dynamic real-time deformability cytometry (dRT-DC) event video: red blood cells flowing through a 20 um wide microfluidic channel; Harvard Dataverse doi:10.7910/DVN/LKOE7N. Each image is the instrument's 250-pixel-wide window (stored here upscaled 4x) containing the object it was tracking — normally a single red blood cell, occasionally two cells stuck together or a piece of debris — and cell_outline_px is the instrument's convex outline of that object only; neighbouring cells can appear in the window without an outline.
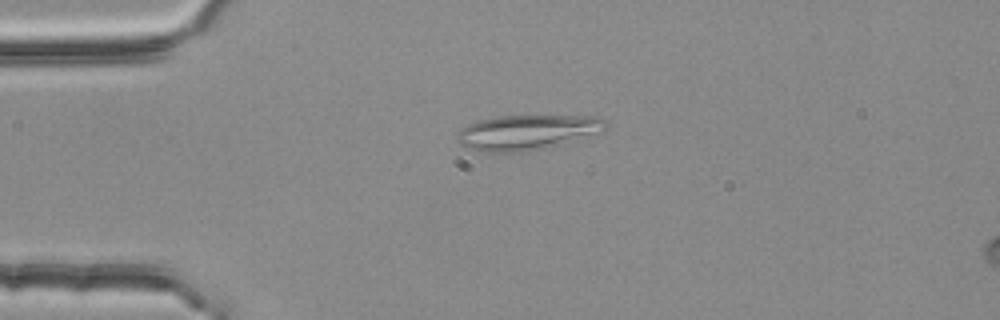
{"species": "common noctule bat (a hibernating species)", "species_latin": "Nyctalus noctula", "temperature_condition": "room temperature", "stored_images_in_passage": 54, "segment_of_instrument_passage": [1, 2], "camera_frame_rate_fps": 3000, "um_per_image_px": 0.085, "animal": {"sex": "female", "body_mass_g": 25.1}, "frame": {"image": 1, "passage_image": 13, "time_ms": 4.0, "image_size_px": [1000, 320], "cell_outline_px": [[608, 128], [604, 132], [544, 148], [524, 152], [476, 152], [460, 144], [456, 140], [456, 136], [460, 128], [468, 124], [480, 120], [496, 116], [600, 116], [608, 120]], "centroid_in_image_um": [44.82, 11.25], "position_along_channel_um": 40.2, "area_um2": 30.75}}